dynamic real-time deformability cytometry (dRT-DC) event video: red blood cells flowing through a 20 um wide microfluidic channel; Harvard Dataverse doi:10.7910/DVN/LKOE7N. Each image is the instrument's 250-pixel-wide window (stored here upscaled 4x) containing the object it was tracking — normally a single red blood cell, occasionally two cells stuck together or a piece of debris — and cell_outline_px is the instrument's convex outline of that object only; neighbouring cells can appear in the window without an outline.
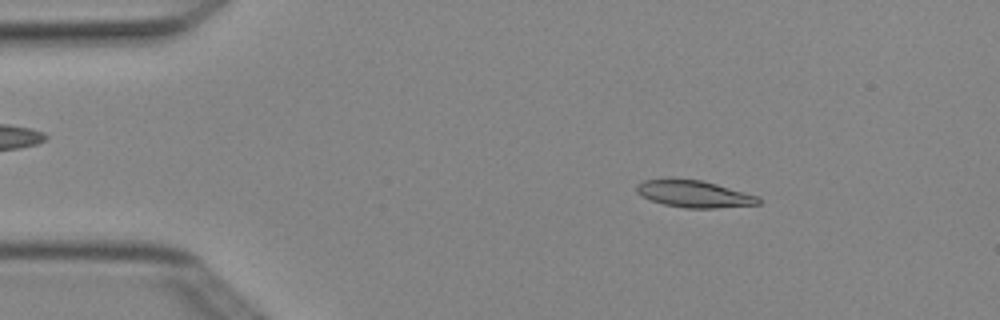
{"species": "Egyptian fruit bat (a non-hibernating species)", "species_latin": "Rousettus aegyptiacus", "temperature_condition": "cold", "stored_images_in_passage": 5, "camera_frame_rate_fps": 3000, "um_per_image_px": 0.085, "animal": {"sex": "female"}, "frame": {"image": 1, "passage_image": 2, "time_ms": 0.333, "image_size_px": [1000, 320], "cell_outline_px": [[760, 204], [716, 208], [684, 208], [664, 204], [652, 200], [636, 192], [636, 184], [644, 180], [668, 176], [700, 180], [716, 184], [760, 196]], "centroid_in_image_um": [58.96, 16.45], "position_along_channel_um": 26.0, "area_um2": 19.54}}
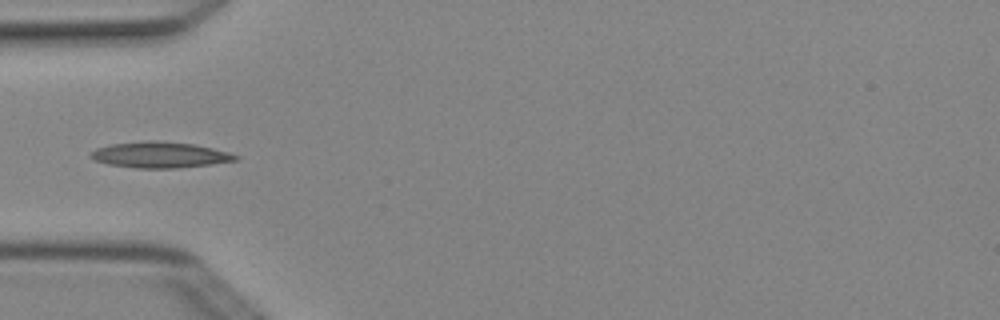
{"frame": {"image": 2, "passage_image": 4, "time_ms": 1.0, "image_size_px": [1000, 320], "cell_outline_px": [[240, 160], [212, 164], [176, 168], [136, 168], [108, 164], [96, 160], [88, 156], [88, 152], [96, 148], [112, 144], [144, 140], [156, 140], [192, 144], [212, 148], [228, 152], [240, 156]], "centroid_in_image_um": [13.58, 13.16], "position_along_channel_um": 71.4, "area_um2": 22.02}}
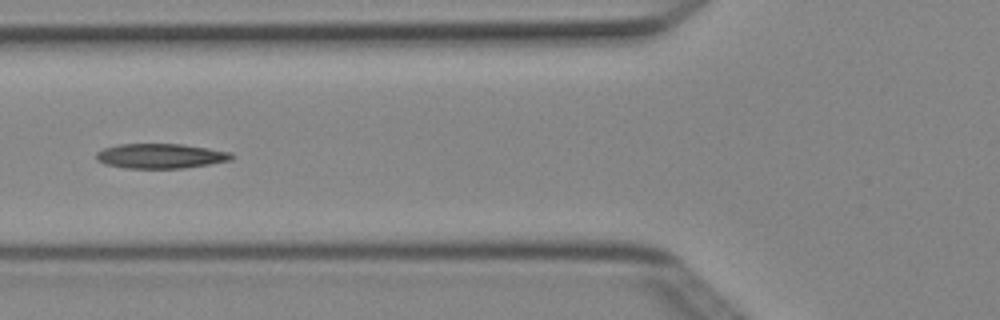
{"frame": {"image": 3, "passage_image": 5, "time_ms": 1.333, "image_size_px": [1000, 320], "cell_outline_px": [[232, 160], [184, 168], [124, 168], [104, 164], [96, 160], [96, 152], [104, 148], [120, 144], [180, 144], [208, 148], [228, 152], [232, 156]], "centroid_in_image_um": [13.59, 13.26], "position_along_channel_um": 112.2, "area_um2": 19.42}}